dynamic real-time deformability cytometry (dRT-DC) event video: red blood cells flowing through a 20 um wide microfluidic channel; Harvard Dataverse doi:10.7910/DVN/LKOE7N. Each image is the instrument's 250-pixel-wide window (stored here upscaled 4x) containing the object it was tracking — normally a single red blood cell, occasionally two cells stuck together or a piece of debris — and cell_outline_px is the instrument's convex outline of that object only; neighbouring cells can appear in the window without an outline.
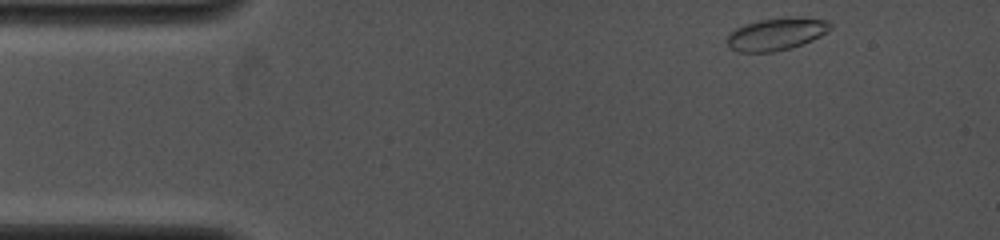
{"species": "common noctule bat (a hibernating species)", "species_latin": "Nyctalus noctula", "temperature_condition": "cold", "stored_images_in_passage": 52, "camera_frame_rate_fps": 4000, "um_per_image_px": 0.085, "animal": {"sex": "female", "body_mass_g": 19.0, "forearm_length_mm": 53.3}, "frame": {"image": 1, "passage_image": 1, "time_ms": 0.0, "image_size_px": [1000, 240], "cell_outline_px": [[832, 28], [828, 32], [812, 40], [792, 48], [772, 52], [740, 52], [728, 48], [728, 36], [736, 28], [744, 24], [760, 20], [828, 20], [832, 24]], "centroid_in_image_um": [65.95, 2.96], "position_along_channel_um": 19.0, "area_um2": 18.61}}
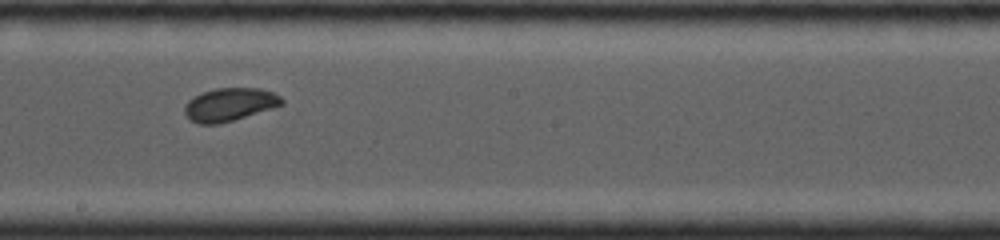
{"frame": {"image": 2, "passage_image": 29, "time_ms": 7.0, "image_size_px": [1000, 240], "cell_outline_px": [[284, 104], [220, 124], [200, 124], [192, 120], [184, 112], [184, 104], [188, 100], [204, 92], [216, 88], [260, 88], [272, 92], [280, 96], [284, 100]], "centroid_in_image_um": [19.52, 8.88], "position_along_channel_um": 228.7, "area_um2": 18.5}}
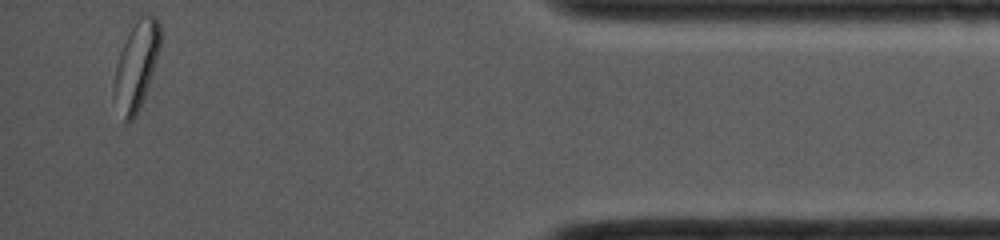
{"frame": {"image": 3, "passage_image": 52, "time_ms": 12.75, "image_size_px": [1000, 240], "cell_outline_px": [[160, 48], [140, 108], [136, 116], [128, 124], [124, 124], [112, 96], [112, 88], [116, 64], [120, 52], [132, 28], [140, 16], [144, 12], [156, 16], [160, 24]], "centroid_in_image_um": [11.56, 5.63], "position_along_channel_um": 423.6, "area_um2": 23.76}, "authors_computed_cell_mechanics": {"area_um2": 19.1029, "velocity_mm_per_s": 4.1489, "shape_relaxation_time_tau1_ms": 5.7379, "shape_relaxation_time_tau2_ms": null, "deformation_change_tau1": 0.1574, "deformation_change_tau2": null}}